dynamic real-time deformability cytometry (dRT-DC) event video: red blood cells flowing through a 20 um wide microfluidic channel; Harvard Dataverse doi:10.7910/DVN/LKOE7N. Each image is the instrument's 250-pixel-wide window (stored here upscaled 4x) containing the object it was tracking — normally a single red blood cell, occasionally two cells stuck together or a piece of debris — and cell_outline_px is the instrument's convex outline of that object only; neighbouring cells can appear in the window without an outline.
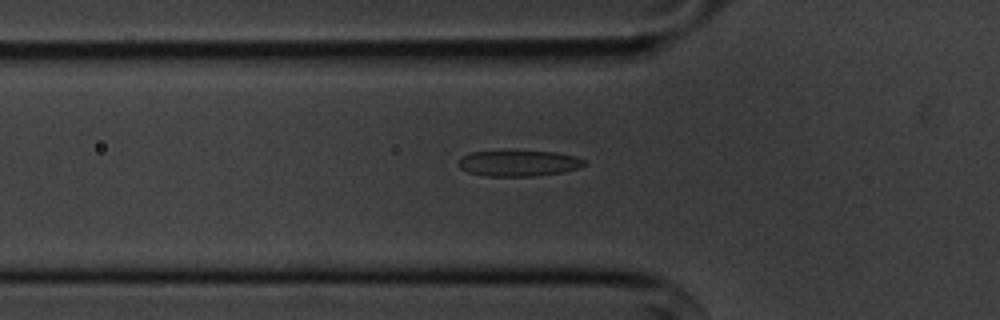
{"species": "common noctule bat (a hibernating species)", "species_latin": "Nyctalus noctula", "temperature_condition": "cold", "stored_images_in_passage": 42, "camera_frame_rate_fps": 3000, "um_per_image_px": 0.085, "animal": {"sex": "male", "body_mass_g": 20.1, "forearm_length_mm": 53.5}, "frame": {"image": 1, "passage_image": 5, "time_ms": 1.333, "image_size_px": [1000, 320], "cell_outline_px": [[584, 164], [580, 168], [560, 172], [532, 176], [488, 176], [468, 172], [460, 168], [456, 164], [464, 156], [472, 152], [556, 152], [576, 156], [584, 160]], "centroid_in_image_um": [44.08, 13.89], "position_along_channel_um": 81.7, "area_um2": 18.5}}
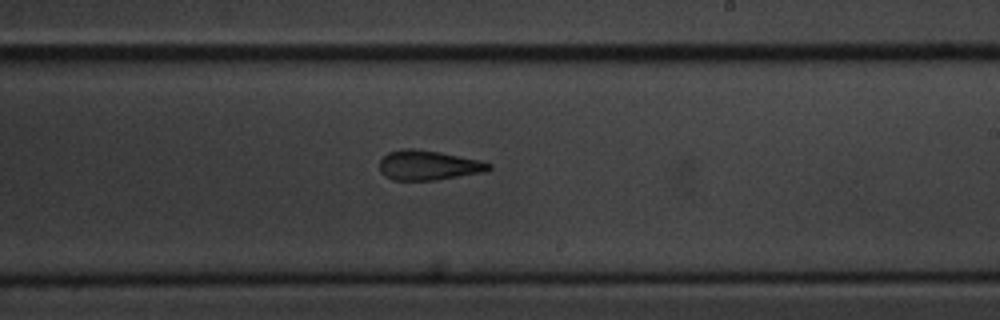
{"frame": {"image": 2, "passage_image": 19, "time_ms": 6.0, "image_size_px": [1000, 320], "cell_outline_px": [[492, 168], [484, 172], [432, 180], [392, 180], [384, 176], [380, 172], [380, 160], [388, 152], [404, 148], [412, 148], [440, 152], [480, 160], [492, 164]], "centroid_in_image_um": [36.39, 14.04], "position_along_channel_um": 252.6, "area_um2": 18.9}}
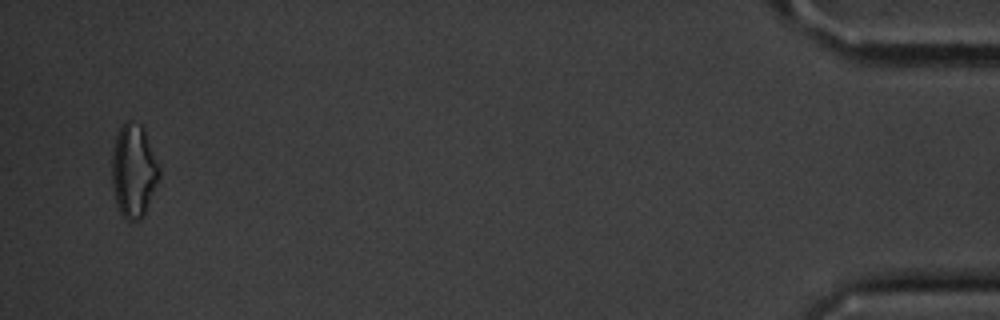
{"frame": {"image": 3, "passage_image": 40, "time_ms": 13.0, "image_size_px": [1000, 320], "cell_outline_px": [[160, 180], [144, 216], [140, 220], [128, 220], [120, 212], [116, 204], [112, 184], [112, 148], [116, 136], [124, 120], [132, 120], [140, 124], [144, 128], [160, 168]], "centroid_in_image_um": [11.37, 14.51], "position_along_channel_um": 423.8, "area_um2": 26.13}, "authors_computed_cell_mechanics": {"area_um2": 19.5653, "velocity_mm_per_s": 3.6373, "shape_relaxation_time_tau1_ms": 3.3241, "shape_relaxation_time_tau2_ms": 1.8619, "deformation_change_tau1": 0.1224, "deformation_change_tau2": 0.0977}}